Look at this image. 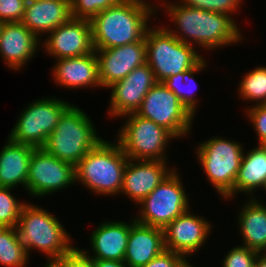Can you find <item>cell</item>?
Listing matches in <instances>:
<instances>
[{
	"instance_id": "obj_1",
	"label": "cell",
	"mask_w": 266,
	"mask_h": 267,
	"mask_svg": "<svg viewBox=\"0 0 266 267\" xmlns=\"http://www.w3.org/2000/svg\"><path fill=\"white\" fill-rule=\"evenodd\" d=\"M177 3L166 2L162 6L177 30L165 28L180 41L208 51L236 44L243 39L233 16Z\"/></svg>"
},
{
	"instance_id": "obj_2",
	"label": "cell",
	"mask_w": 266,
	"mask_h": 267,
	"mask_svg": "<svg viewBox=\"0 0 266 267\" xmlns=\"http://www.w3.org/2000/svg\"><path fill=\"white\" fill-rule=\"evenodd\" d=\"M127 161L117 140L101 139L75 166L76 182L96 195H120Z\"/></svg>"
},
{
	"instance_id": "obj_3",
	"label": "cell",
	"mask_w": 266,
	"mask_h": 267,
	"mask_svg": "<svg viewBox=\"0 0 266 267\" xmlns=\"http://www.w3.org/2000/svg\"><path fill=\"white\" fill-rule=\"evenodd\" d=\"M17 230L29 256V251L35 249L45 254L47 261L58 260L74 247L58 218L37 205L26 203L23 206Z\"/></svg>"
},
{
	"instance_id": "obj_4",
	"label": "cell",
	"mask_w": 266,
	"mask_h": 267,
	"mask_svg": "<svg viewBox=\"0 0 266 267\" xmlns=\"http://www.w3.org/2000/svg\"><path fill=\"white\" fill-rule=\"evenodd\" d=\"M150 15L145 11L117 2L91 20L94 50L120 47L140 41L149 27Z\"/></svg>"
},
{
	"instance_id": "obj_5",
	"label": "cell",
	"mask_w": 266,
	"mask_h": 267,
	"mask_svg": "<svg viewBox=\"0 0 266 267\" xmlns=\"http://www.w3.org/2000/svg\"><path fill=\"white\" fill-rule=\"evenodd\" d=\"M92 122L82 109L72 104L60 117L43 148L59 160L76 166L103 139Z\"/></svg>"
},
{
	"instance_id": "obj_6",
	"label": "cell",
	"mask_w": 266,
	"mask_h": 267,
	"mask_svg": "<svg viewBox=\"0 0 266 267\" xmlns=\"http://www.w3.org/2000/svg\"><path fill=\"white\" fill-rule=\"evenodd\" d=\"M151 27L145 33L146 63L157 82L195 67L204 58L195 46L180 41L165 26Z\"/></svg>"
},
{
	"instance_id": "obj_7",
	"label": "cell",
	"mask_w": 266,
	"mask_h": 267,
	"mask_svg": "<svg viewBox=\"0 0 266 267\" xmlns=\"http://www.w3.org/2000/svg\"><path fill=\"white\" fill-rule=\"evenodd\" d=\"M196 157L203 173L220 197L234 198V182L240 168L244 147L235 140L211 137L199 143Z\"/></svg>"
},
{
	"instance_id": "obj_8",
	"label": "cell",
	"mask_w": 266,
	"mask_h": 267,
	"mask_svg": "<svg viewBox=\"0 0 266 267\" xmlns=\"http://www.w3.org/2000/svg\"><path fill=\"white\" fill-rule=\"evenodd\" d=\"M124 117L128 118L120 127L116 139L128 159L167 161V144L170 139L177 138L165 127L139 116L136 112L121 118Z\"/></svg>"
},
{
	"instance_id": "obj_9",
	"label": "cell",
	"mask_w": 266,
	"mask_h": 267,
	"mask_svg": "<svg viewBox=\"0 0 266 267\" xmlns=\"http://www.w3.org/2000/svg\"><path fill=\"white\" fill-rule=\"evenodd\" d=\"M173 169L168 176L138 205L140 212L134 220L164 229L190 207L182 179ZM181 179V180H180Z\"/></svg>"
},
{
	"instance_id": "obj_10",
	"label": "cell",
	"mask_w": 266,
	"mask_h": 267,
	"mask_svg": "<svg viewBox=\"0 0 266 267\" xmlns=\"http://www.w3.org/2000/svg\"><path fill=\"white\" fill-rule=\"evenodd\" d=\"M72 104L54 98H41L30 103L18 117L8 138L15 143L43 148L62 114Z\"/></svg>"
},
{
	"instance_id": "obj_11",
	"label": "cell",
	"mask_w": 266,
	"mask_h": 267,
	"mask_svg": "<svg viewBox=\"0 0 266 267\" xmlns=\"http://www.w3.org/2000/svg\"><path fill=\"white\" fill-rule=\"evenodd\" d=\"M136 113L165 127L177 139L191 133L192 120L195 118L162 82H157L149 90Z\"/></svg>"
},
{
	"instance_id": "obj_12",
	"label": "cell",
	"mask_w": 266,
	"mask_h": 267,
	"mask_svg": "<svg viewBox=\"0 0 266 267\" xmlns=\"http://www.w3.org/2000/svg\"><path fill=\"white\" fill-rule=\"evenodd\" d=\"M76 183L75 166L59 160L44 148H35L29 164L26 190L34 198L56 193Z\"/></svg>"
},
{
	"instance_id": "obj_13",
	"label": "cell",
	"mask_w": 266,
	"mask_h": 267,
	"mask_svg": "<svg viewBox=\"0 0 266 267\" xmlns=\"http://www.w3.org/2000/svg\"><path fill=\"white\" fill-rule=\"evenodd\" d=\"M157 83L151 67L145 63L133 69L124 79L113 83L108 113L119 118L135 113L149 90Z\"/></svg>"
},
{
	"instance_id": "obj_14",
	"label": "cell",
	"mask_w": 266,
	"mask_h": 267,
	"mask_svg": "<svg viewBox=\"0 0 266 267\" xmlns=\"http://www.w3.org/2000/svg\"><path fill=\"white\" fill-rule=\"evenodd\" d=\"M48 34L42 44L52 58L80 57L95 51L90 20L71 17Z\"/></svg>"
},
{
	"instance_id": "obj_15",
	"label": "cell",
	"mask_w": 266,
	"mask_h": 267,
	"mask_svg": "<svg viewBox=\"0 0 266 267\" xmlns=\"http://www.w3.org/2000/svg\"><path fill=\"white\" fill-rule=\"evenodd\" d=\"M190 211L189 208L163 229L165 250L178 253L186 260L204 246L212 226L211 222Z\"/></svg>"
},
{
	"instance_id": "obj_16",
	"label": "cell",
	"mask_w": 266,
	"mask_h": 267,
	"mask_svg": "<svg viewBox=\"0 0 266 267\" xmlns=\"http://www.w3.org/2000/svg\"><path fill=\"white\" fill-rule=\"evenodd\" d=\"M102 88L124 79L133 69L146 63L145 36L135 43L95 50Z\"/></svg>"
},
{
	"instance_id": "obj_17",
	"label": "cell",
	"mask_w": 266,
	"mask_h": 267,
	"mask_svg": "<svg viewBox=\"0 0 266 267\" xmlns=\"http://www.w3.org/2000/svg\"><path fill=\"white\" fill-rule=\"evenodd\" d=\"M168 164V161L128 159L120 194L139 204L174 169L168 168Z\"/></svg>"
},
{
	"instance_id": "obj_18",
	"label": "cell",
	"mask_w": 266,
	"mask_h": 267,
	"mask_svg": "<svg viewBox=\"0 0 266 267\" xmlns=\"http://www.w3.org/2000/svg\"><path fill=\"white\" fill-rule=\"evenodd\" d=\"M40 38L21 22L4 23L0 34V55L6 66L19 71L38 52Z\"/></svg>"
},
{
	"instance_id": "obj_19",
	"label": "cell",
	"mask_w": 266,
	"mask_h": 267,
	"mask_svg": "<svg viewBox=\"0 0 266 267\" xmlns=\"http://www.w3.org/2000/svg\"><path fill=\"white\" fill-rule=\"evenodd\" d=\"M52 68V77L65 88L101 87L99 78V64L96 52L80 57L56 59Z\"/></svg>"
},
{
	"instance_id": "obj_20",
	"label": "cell",
	"mask_w": 266,
	"mask_h": 267,
	"mask_svg": "<svg viewBox=\"0 0 266 267\" xmlns=\"http://www.w3.org/2000/svg\"><path fill=\"white\" fill-rule=\"evenodd\" d=\"M165 250L164 231L159 227L130 221V234L124 256L128 267H143Z\"/></svg>"
},
{
	"instance_id": "obj_21",
	"label": "cell",
	"mask_w": 266,
	"mask_h": 267,
	"mask_svg": "<svg viewBox=\"0 0 266 267\" xmlns=\"http://www.w3.org/2000/svg\"><path fill=\"white\" fill-rule=\"evenodd\" d=\"M71 17L70 0H27L21 23L39 38Z\"/></svg>"
},
{
	"instance_id": "obj_22",
	"label": "cell",
	"mask_w": 266,
	"mask_h": 267,
	"mask_svg": "<svg viewBox=\"0 0 266 267\" xmlns=\"http://www.w3.org/2000/svg\"><path fill=\"white\" fill-rule=\"evenodd\" d=\"M90 235V246L93 250H83L90 258L96 260L124 261V256L130 234V223L123 221L103 222Z\"/></svg>"
},
{
	"instance_id": "obj_23",
	"label": "cell",
	"mask_w": 266,
	"mask_h": 267,
	"mask_svg": "<svg viewBox=\"0 0 266 267\" xmlns=\"http://www.w3.org/2000/svg\"><path fill=\"white\" fill-rule=\"evenodd\" d=\"M35 147L15 143L7 138L0 150V187L14 188L23 185L26 190L29 164Z\"/></svg>"
},
{
	"instance_id": "obj_24",
	"label": "cell",
	"mask_w": 266,
	"mask_h": 267,
	"mask_svg": "<svg viewBox=\"0 0 266 267\" xmlns=\"http://www.w3.org/2000/svg\"><path fill=\"white\" fill-rule=\"evenodd\" d=\"M238 216L242 246L259 253L266 251V204L258 198H247Z\"/></svg>"
},
{
	"instance_id": "obj_25",
	"label": "cell",
	"mask_w": 266,
	"mask_h": 267,
	"mask_svg": "<svg viewBox=\"0 0 266 267\" xmlns=\"http://www.w3.org/2000/svg\"><path fill=\"white\" fill-rule=\"evenodd\" d=\"M266 185V148L258 145L243 153L240 168L234 182V196L237 193L249 194L254 198L255 191ZM254 194V195H253Z\"/></svg>"
},
{
	"instance_id": "obj_26",
	"label": "cell",
	"mask_w": 266,
	"mask_h": 267,
	"mask_svg": "<svg viewBox=\"0 0 266 267\" xmlns=\"http://www.w3.org/2000/svg\"><path fill=\"white\" fill-rule=\"evenodd\" d=\"M205 58H203L195 67L172 75L169 78H166L162 83L171 91H173L176 96L179 98L181 103L190 111V113L195 117L197 112L198 100L195 99L194 88L198 87L194 78V75L201 72L209 66L206 64ZM185 86V87H184ZM194 90V91H193Z\"/></svg>"
},
{
	"instance_id": "obj_27",
	"label": "cell",
	"mask_w": 266,
	"mask_h": 267,
	"mask_svg": "<svg viewBox=\"0 0 266 267\" xmlns=\"http://www.w3.org/2000/svg\"><path fill=\"white\" fill-rule=\"evenodd\" d=\"M28 258L17 227H0V266L26 267Z\"/></svg>"
},
{
	"instance_id": "obj_28",
	"label": "cell",
	"mask_w": 266,
	"mask_h": 267,
	"mask_svg": "<svg viewBox=\"0 0 266 267\" xmlns=\"http://www.w3.org/2000/svg\"><path fill=\"white\" fill-rule=\"evenodd\" d=\"M238 94L253 105L266 104V67L258 66L245 73L238 85Z\"/></svg>"
},
{
	"instance_id": "obj_29",
	"label": "cell",
	"mask_w": 266,
	"mask_h": 267,
	"mask_svg": "<svg viewBox=\"0 0 266 267\" xmlns=\"http://www.w3.org/2000/svg\"><path fill=\"white\" fill-rule=\"evenodd\" d=\"M12 189L0 187V227H17L21 210L26 204L13 196Z\"/></svg>"
},
{
	"instance_id": "obj_30",
	"label": "cell",
	"mask_w": 266,
	"mask_h": 267,
	"mask_svg": "<svg viewBox=\"0 0 266 267\" xmlns=\"http://www.w3.org/2000/svg\"><path fill=\"white\" fill-rule=\"evenodd\" d=\"M118 0H70L73 18L91 20L102 10L112 7Z\"/></svg>"
},
{
	"instance_id": "obj_31",
	"label": "cell",
	"mask_w": 266,
	"mask_h": 267,
	"mask_svg": "<svg viewBox=\"0 0 266 267\" xmlns=\"http://www.w3.org/2000/svg\"><path fill=\"white\" fill-rule=\"evenodd\" d=\"M181 4L206 11L231 15L242 5V0H177ZM241 4V5H240Z\"/></svg>"
},
{
	"instance_id": "obj_32",
	"label": "cell",
	"mask_w": 266,
	"mask_h": 267,
	"mask_svg": "<svg viewBox=\"0 0 266 267\" xmlns=\"http://www.w3.org/2000/svg\"><path fill=\"white\" fill-rule=\"evenodd\" d=\"M259 252L244 246L231 248L224 256L222 267H254Z\"/></svg>"
},
{
	"instance_id": "obj_33",
	"label": "cell",
	"mask_w": 266,
	"mask_h": 267,
	"mask_svg": "<svg viewBox=\"0 0 266 267\" xmlns=\"http://www.w3.org/2000/svg\"><path fill=\"white\" fill-rule=\"evenodd\" d=\"M245 108V114L250 120V124L253 125L258 145H263L266 142V104L253 105L249 108Z\"/></svg>"
},
{
	"instance_id": "obj_34",
	"label": "cell",
	"mask_w": 266,
	"mask_h": 267,
	"mask_svg": "<svg viewBox=\"0 0 266 267\" xmlns=\"http://www.w3.org/2000/svg\"><path fill=\"white\" fill-rule=\"evenodd\" d=\"M27 0H0V20L4 23L21 22Z\"/></svg>"
},
{
	"instance_id": "obj_35",
	"label": "cell",
	"mask_w": 266,
	"mask_h": 267,
	"mask_svg": "<svg viewBox=\"0 0 266 267\" xmlns=\"http://www.w3.org/2000/svg\"><path fill=\"white\" fill-rule=\"evenodd\" d=\"M63 267H94L93 259L83 249L73 247L66 255L57 260Z\"/></svg>"
},
{
	"instance_id": "obj_36",
	"label": "cell",
	"mask_w": 266,
	"mask_h": 267,
	"mask_svg": "<svg viewBox=\"0 0 266 267\" xmlns=\"http://www.w3.org/2000/svg\"><path fill=\"white\" fill-rule=\"evenodd\" d=\"M186 259L172 251L164 250L160 255L149 261L143 267H179Z\"/></svg>"
},
{
	"instance_id": "obj_37",
	"label": "cell",
	"mask_w": 266,
	"mask_h": 267,
	"mask_svg": "<svg viewBox=\"0 0 266 267\" xmlns=\"http://www.w3.org/2000/svg\"><path fill=\"white\" fill-rule=\"evenodd\" d=\"M121 3L127 4L130 7H134L140 10L145 11L148 15H150L151 17L156 16L155 14H158L156 12L157 8L154 6V3L152 5V3L150 4V2L148 3L146 0H118Z\"/></svg>"
},
{
	"instance_id": "obj_38",
	"label": "cell",
	"mask_w": 266,
	"mask_h": 267,
	"mask_svg": "<svg viewBox=\"0 0 266 267\" xmlns=\"http://www.w3.org/2000/svg\"><path fill=\"white\" fill-rule=\"evenodd\" d=\"M94 267H128L124 261L96 260L93 259Z\"/></svg>"
},
{
	"instance_id": "obj_39",
	"label": "cell",
	"mask_w": 266,
	"mask_h": 267,
	"mask_svg": "<svg viewBox=\"0 0 266 267\" xmlns=\"http://www.w3.org/2000/svg\"><path fill=\"white\" fill-rule=\"evenodd\" d=\"M254 267H266V254L265 253H259Z\"/></svg>"
},
{
	"instance_id": "obj_40",
	"label": "cell",
	"mask_w": 266,
	"mask_h": 267,
	"mask_svg": "<svg viewBox=\"0 0 266 267\" xmlns=\"http://www.w3.org/2000/svg\"><path fill=\"white\" fill-rule=\"evenodd\" d=\"M44 267H63L57 260H49Z\"/></svg>"
},
{
	"instance_id": "obj_41",
	"label": "cell",
	"mask_w": 266,
	"mask_h": 267,
	"mask_svg": "<svg viewBox=\"0 0 266 267\" xmlns=\"http://www.w3.org/2000/svg\"><path fill=\"white\" fill-rule=\"evenodd\" d=\"M179 267H194L193 265H192V263L190 264L187 260L182 264V265H180Z\"/></svg>"
},
{
	"instance_id": "obj_42",
	"label": "cell",
	"mask_w": 266,
	"mask_h": 267,
	"mask_svg": "<svg viewBox=\"0 0 266 267\" xmlns=\"http://www.w3.org/2000/svg\"><path fill=\"white\" fill-rule=\"evenodd\" d=\"M3 25H4V22L2 20H0V34H1V30H2Z\"/></svg>"
}]
</instances>
